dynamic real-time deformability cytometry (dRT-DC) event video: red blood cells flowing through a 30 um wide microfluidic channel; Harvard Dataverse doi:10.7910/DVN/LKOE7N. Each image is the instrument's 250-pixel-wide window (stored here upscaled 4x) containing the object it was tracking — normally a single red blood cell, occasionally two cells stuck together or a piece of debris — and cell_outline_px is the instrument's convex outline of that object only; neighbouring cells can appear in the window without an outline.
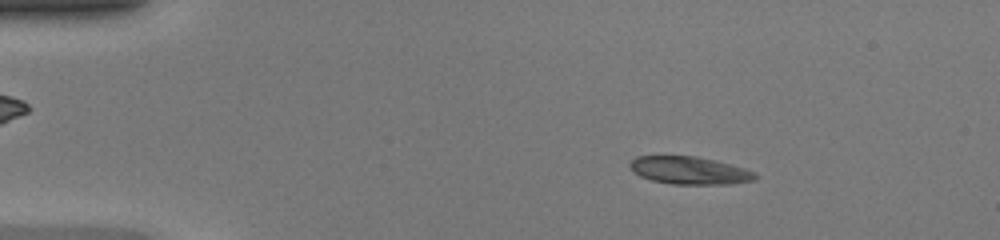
{"species": "common noctule bat (a hibernating species)", "species_latin": "Nyctalus noctula", "temperature_condition": "warm", "stored_images_in_passage": 47, "camera_frame_rate_fps": 3000, "um_per_image_px": 0.085, "animal": {"sex": "female", "body_mass_g": 20.0, "forearm_length_mm": 54.0}, "frame": {"image": 1, "passage_image": 7, "time_ms": 2.0, "image_size_px": [1000, 240], "cell_outline_px": [[760, 176], [756, 180], [732, 184], [672, 184], [652, 180], [640, 176], [632, 172], [628, 164], [636, 156], [696, 156], [716, 160], [732, 164], [756, 172]], "centroid_in_image_um": [58.65, 14.49], "position_along_channel_um": 26.4, "area_um2": 20.52}}
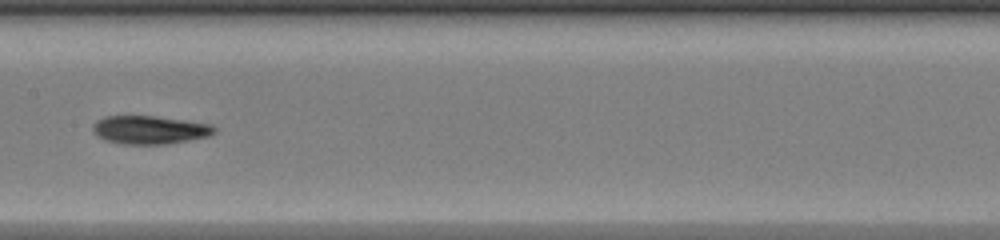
{"frame": {"image": 2, "passage_image": 24, "time_ms": 7.667, "image_size_px": [1000, 240], "cell_outline_px": [[216, 132], [208, 136], [168, 144], [124, 144], [104, 140], [96, 136], [92, 132], [92, 124], [96, 120], [104, 116], [156, 116], [212, 124], [216, 128]], "centroid_in_image_um": [12.69, 11.03], "position_along_channel_um": 194.7, "area_um2": 20.23}}
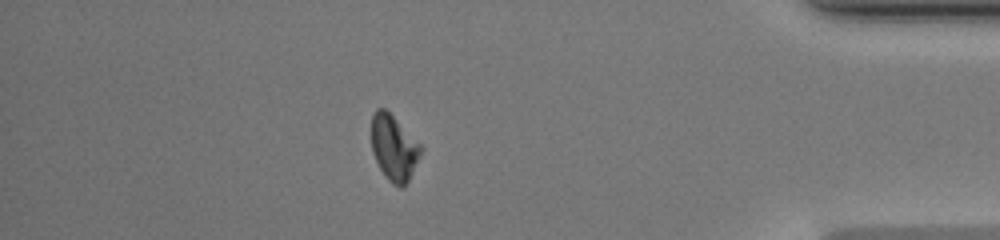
{"frame": {"image": 3, "passage_image": 41, "time_ms": 13.333, "image_size_px": [1000, 240], "cell_outline_px": [[424, 148], [408, 180], [400, 188], [392, 184], [384, 176], [372, 152], [372, 116], [376, 108], [384, 108]], "centroid_in_image_um": [33.47, 12.58], "position_along_channel_um": 401.7, "area_um2": 18.5}, "authors_computed_cell_mechanics": {"area_um2": 20.1722, "velocity_mm_per_s": 4.322, "shape_relaxation_time_tau1_ms": null, "shape_relaxation_time_tau2_ms": 5.8492, "deformation_change_tau1": null, "deformation_change_tau2": 0.1088}}